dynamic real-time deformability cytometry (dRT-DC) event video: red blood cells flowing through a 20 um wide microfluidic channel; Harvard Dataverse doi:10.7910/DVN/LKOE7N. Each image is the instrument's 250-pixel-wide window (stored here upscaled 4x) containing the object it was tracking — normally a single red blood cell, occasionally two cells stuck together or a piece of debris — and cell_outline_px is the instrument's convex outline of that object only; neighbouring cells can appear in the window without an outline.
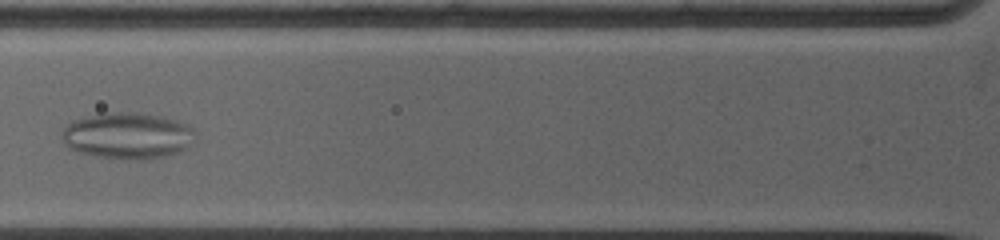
{"species": "common noctule bat (a hibernating species)", "species_latin": "Nyctalus noctula", "temperature_condition": "warm", "stored_images_in_passage": 9, "camera_frame_rate_fps": 5000, "um_per_image_px": 0.085, "animal": {"sex": "female", "body_mass_g": 19.0, "forearm_length_mm": 53.3}, "frame": {"image": 1, "passage_image": 3, "time_ms": 1.8, "image_size_px": [1000, 240], "cell_outline_px": [[188, 128], [184, 152], [144, 160], [128, 160], [96, 156], [76, 152], [68, 148], [64, 144], [64, 128], [68, 124], [80, 120], [100, 116], [148, 116], [168, 120], [180, 124]], "centroid_in_image_um": [10.71, 11.67], "position_along_channel_um": 115.1, "area_um2": 32.89}}